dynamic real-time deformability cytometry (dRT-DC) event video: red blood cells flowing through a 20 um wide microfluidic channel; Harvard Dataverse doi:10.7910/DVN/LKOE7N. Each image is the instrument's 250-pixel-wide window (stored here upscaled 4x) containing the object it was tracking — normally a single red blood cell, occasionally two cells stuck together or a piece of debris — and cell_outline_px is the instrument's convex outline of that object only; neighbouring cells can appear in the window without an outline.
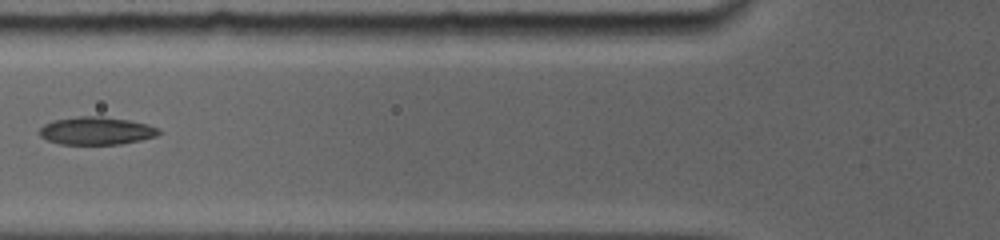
{"species": "common noctule bat (a hibernating species)", "species_latin": "Nyctalus noctula", "temperature_condition": "room temperature", "stored_images_in_passage": 7, "camera_frame_rate_fps": 5000, "um_per_image_px": 0.085, "animal": {"sex": "female", "body_mass_g": 19.0, "forearm_length_mm": 56.7}, "frame": {"image": 1, "passage_image": 6, "time_ms": 5.0, "image_size_px": [1000, 240], "cell_outline_px": [[164, 132], [156, 136], [140, 140], [120, 144], [60, 144], [48, 140], [40, 136], [40, 128], [44, 124], [52, 120], [76, 116], [104, 116], [128, 120], [148, 124]], "centroid_in_image_um": [8.19, 11.11], "position_along_channel_um": 117.6, "area_um2": 19.42}}
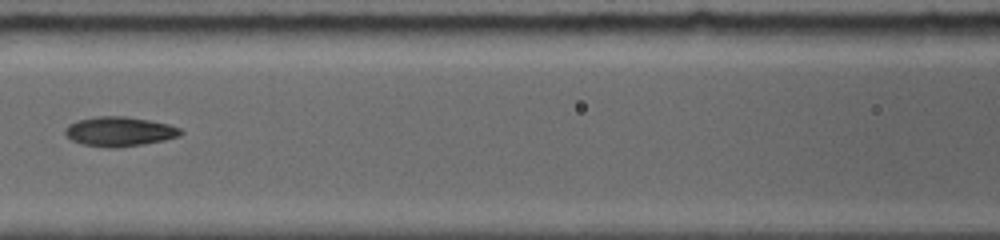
{"frame": {"image": 2, "passage_image": 7, "time_ms": 6.0, "image_size_px": [1000, 240], "cell_outline_px": [[184, 132], [180, 136], [164, 140], [144, 144], [116, 148], [108, 148], [80, 144], [72, 140], [64, 132], [64, 128], [68, 124], [76, 120], [96, 116], [128, 116], [168, 124], [180, 128]], "centroid_in_image_um": [10.13, 11.18], "position_along_channel_um": 156.5, "area_um2": 20.11}}